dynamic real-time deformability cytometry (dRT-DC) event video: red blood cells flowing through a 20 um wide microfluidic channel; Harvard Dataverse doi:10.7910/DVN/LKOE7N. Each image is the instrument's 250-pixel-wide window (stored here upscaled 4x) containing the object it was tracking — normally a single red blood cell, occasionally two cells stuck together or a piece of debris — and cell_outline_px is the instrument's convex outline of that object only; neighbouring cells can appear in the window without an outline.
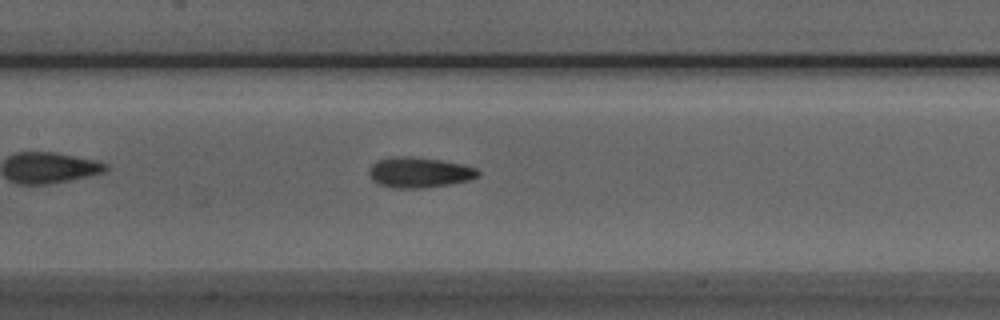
{"species": "Egyptian fruit bat (a non-hibernating species)", "species_latin": "Rousettus aegyptiacus", "temperature_condition": "room temperature", "stored_images_in_passage": 38, "camera_frame_rate_fps": 3000, "um_per_image_px": 0.085, "animal": {"sex": "male"}, "frame": {"image": 1, "passage_image": 14, "time_ms": 4.333, "image_size_px": [1000, 320], "cell_outline_px": [[480, 176], [468, 180], [452, 184], [424, 188], [392, 188], [380, 184], [372, 180], [368, 172], [368, 168], [372, 164], [380, 160], [392, 156], [412, 156], [440, 160], [464, 164], [476, 168], [480, 172]], "centroid_in_image_um": [35.65, 14.65], "position_along_channel_um": 171.8, "area_um2": 19.54}}
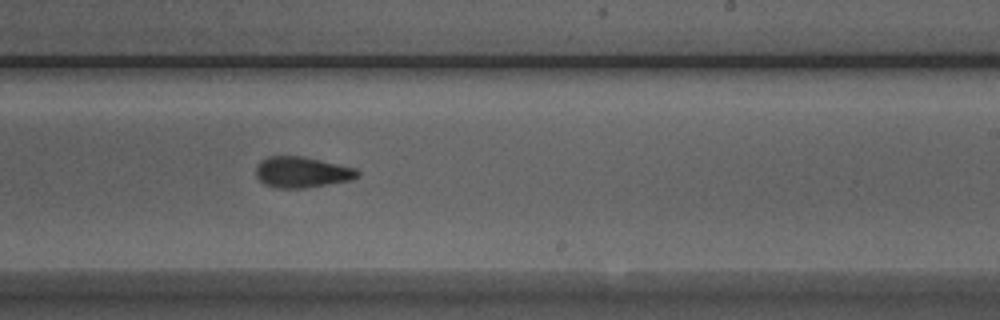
{"frame": {"image": 2, "passage_image": 21, "time_ms": 6.667, "image_size_px": [1000, 320], "cell_outline_px": [[360, 176], [352, 180], [304, 188], [276, 188], [264, 184], [256, 176], [256, 164], [260, 160], [268, 156], [304, 156], [356, 168], [360, 172]], "centroid_in_image_um": [25.66, 14.63], "position_along_channel_um": 263.3, "area_um2": 18.5}}
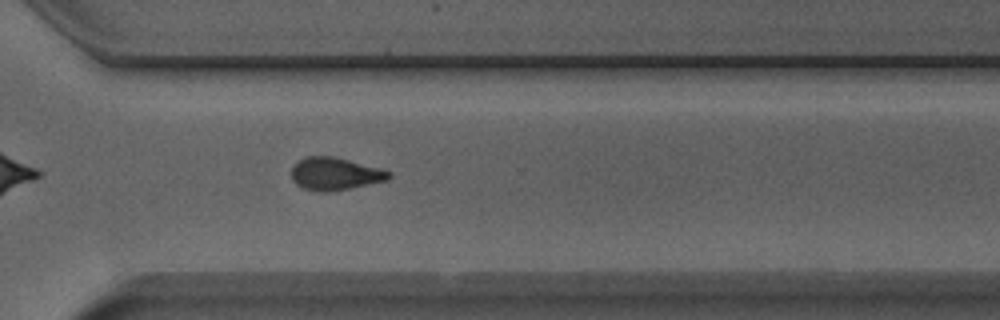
{"frame": {"image": 3, "passage_image": 27, "time_ms": 8.667, "image_size_px": [1000, 320], "cell_outline_px": [[392, 176], [388, 180], [328, 192], [320, 192], [304, 188], [296, 184], [292, 180], [292, 164], [304, 156], [332, 156], [380, 168], [392, 172]], "centroid_in_image_um": [28.45, 14.76], "position_along_channel_um": 342.1, "area_um2": 18.5}, "authors_computed_cell_mechanics": {"area_um2": 18.496, "velocity_mm_per_s": 3.9412, "shape_relaxation_time_tau1_ms": 5.9603, "shape_relaxation_time_tau2_ms": 3.8603, "deformation_change_tau1": 0.1351, "deformation_change_tau2": 0.1193}}